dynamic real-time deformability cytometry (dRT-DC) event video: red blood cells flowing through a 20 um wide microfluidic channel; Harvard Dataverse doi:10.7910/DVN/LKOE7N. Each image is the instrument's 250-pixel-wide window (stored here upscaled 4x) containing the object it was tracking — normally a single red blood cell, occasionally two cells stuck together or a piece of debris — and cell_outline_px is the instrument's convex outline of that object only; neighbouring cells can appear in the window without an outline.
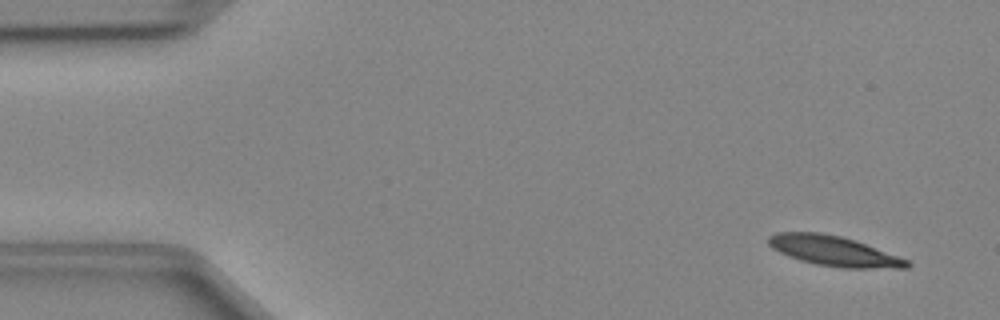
{"species": "Egyptian fruit bat (a non-hibernating species)", "species_latin": "Rousettus aegyptiacus", "temperature_condition": "cold", "stored_images_in_passage": 48, "camera_frame_rate_fps": 3000, "um_per_image_px": 0.085, "animal": {"sex": "female"}, "frame": {"image": 1, "passage_image": 3, "time_ms": 0.667, "image_size_px": [1000, 320], "cell_outline_px": [[912, 264], [908, 268], [840, 268], [816, 264], [800, 260], [788, 256], [772, 248], [768, 244], [768, 236], [776, 232], [820, 232], [840, 236], [856, 240], [908, 260]], "centroid_in_image_um": [70.87, 21.33], "position_along_channel_um": 14.1, "area_um2": 24.28}}
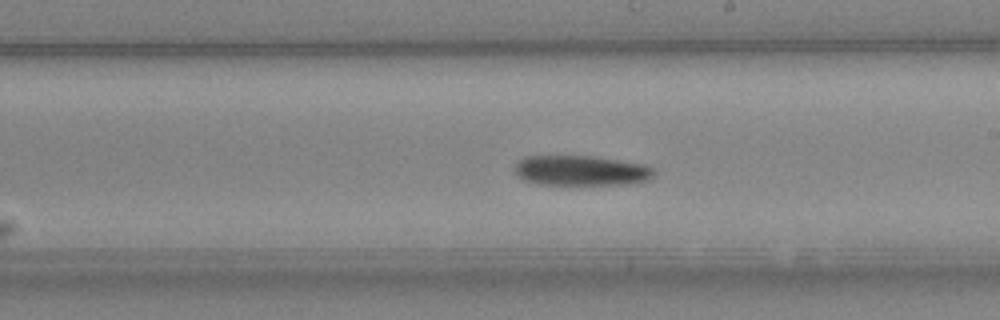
{"frame": {"image": 2, "passage_image": 27, "time_ms": 8.667, "image_size_px": [1000, 320], "cell_outline_px": [[656, 172], [648, 180], [632, 184], [540, 184], [524, 180], [516, 172], [516, 164], [524, 156], [592, 156], [648, 164]], "centroid_in_image_um": [49.46, 14.49], "position_along_channel_um": 239.5, "area_um2": 24.39}}
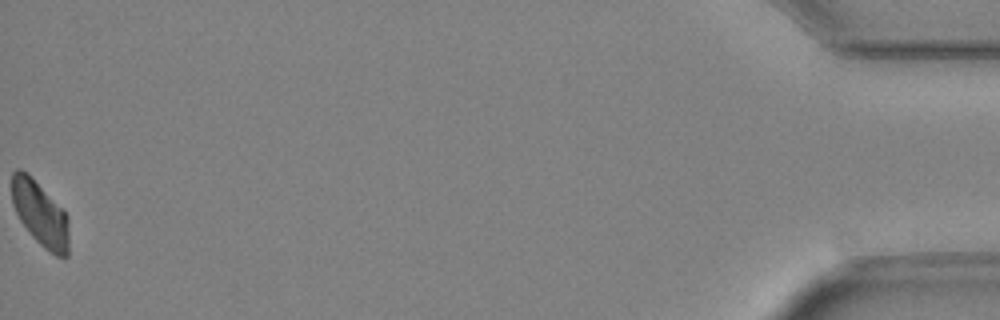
{"frame": {"image": 3, "passage_image": 48, "time_ms": 15.667, "image_size_px": [1000, 320], "cell_outline_px": [[68, 256], [56, 256], [48, 252], [32, 236], [20, 220], [12, 204], [12, 172], [16, 168], [20, 168], [28, 172], [68, 216]], "centroid_in_image_um": [3.4, 18.15], "position_along_channel_um": 431.8, "area_um2": 21.44}}